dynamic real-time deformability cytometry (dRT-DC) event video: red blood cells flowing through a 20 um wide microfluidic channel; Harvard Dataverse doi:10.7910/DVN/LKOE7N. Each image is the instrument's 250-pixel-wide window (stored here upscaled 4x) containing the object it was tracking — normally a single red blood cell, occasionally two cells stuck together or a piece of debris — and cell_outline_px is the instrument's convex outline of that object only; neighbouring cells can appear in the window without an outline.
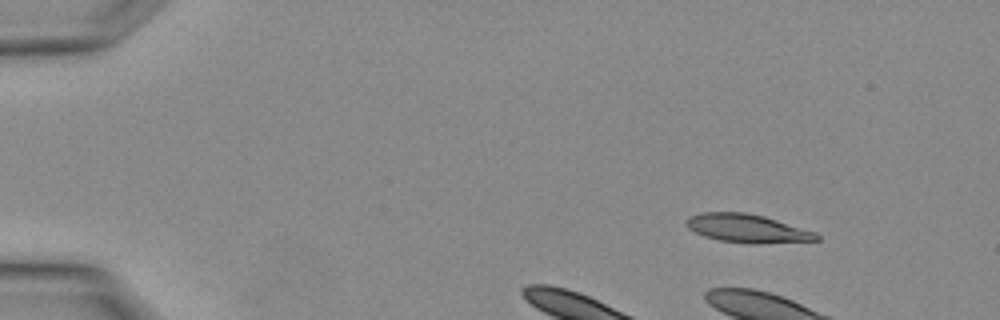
{"species": "Egyptian fruit bat (a non-hibernating species)", "species_latin": "Rousettus aegyptiacus", "temperature_condition": "warm", "stored_images_in_passage": 3, "camera_frame_rate_fps": 3000, "um_per_image_px": 0.085, "animal": {"sex": "female"}, "frame": {"image": 1, "passage_image": 1, "time_ms": 0.0, "image_size_px": [1000, 320], "cell_outline_px": [[820, 240], [756, 244], [720, 240], [704, 236], [688, 228], [688, 220], [692, 216], [704, 212], [744, 212], [764, 216], [816, 232], [820, 236]], "centroid_in_image_um": [63.58, 19.42], "position_along_channel_um": 21.4, "area_um2": 21.21}}